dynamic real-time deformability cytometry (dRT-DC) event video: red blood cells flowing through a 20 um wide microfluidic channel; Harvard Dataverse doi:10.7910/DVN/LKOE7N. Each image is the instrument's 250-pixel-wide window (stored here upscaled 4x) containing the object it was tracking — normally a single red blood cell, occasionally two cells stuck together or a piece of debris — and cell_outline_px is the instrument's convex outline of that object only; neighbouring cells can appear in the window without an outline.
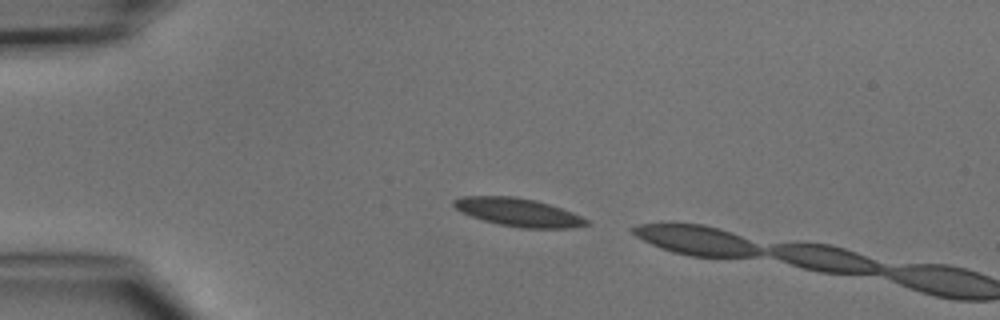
{"species": "common noctule bat (a hibernating species)", "species_latin": "Nyctalus noctula", "temperature_condition": "cold", "stored_images_in_passage": 2, "camera_frame_rate_fps": 3000, "um_per_image_px": 0.085, "animal": {"sex": "male", "body_mass_g": 15.6}, "frame": {"image": 1, "passage_image": 1, "time_ms": 0.0, "image_size_px": [1000, 320], "cell_outline_px": [[592, 224], [572, 228], [520, 228], [500, 224], [484, 220], [472, 216], [456, 208], [452, 204], [452, 200], [460, 196], [512, 196], [536, 200], [572, 212], [588, 220]], "centroid_in_image_um": [44.07, 18.04], "position_along_channel_um": 40.9, "area_um2": 21.62}}